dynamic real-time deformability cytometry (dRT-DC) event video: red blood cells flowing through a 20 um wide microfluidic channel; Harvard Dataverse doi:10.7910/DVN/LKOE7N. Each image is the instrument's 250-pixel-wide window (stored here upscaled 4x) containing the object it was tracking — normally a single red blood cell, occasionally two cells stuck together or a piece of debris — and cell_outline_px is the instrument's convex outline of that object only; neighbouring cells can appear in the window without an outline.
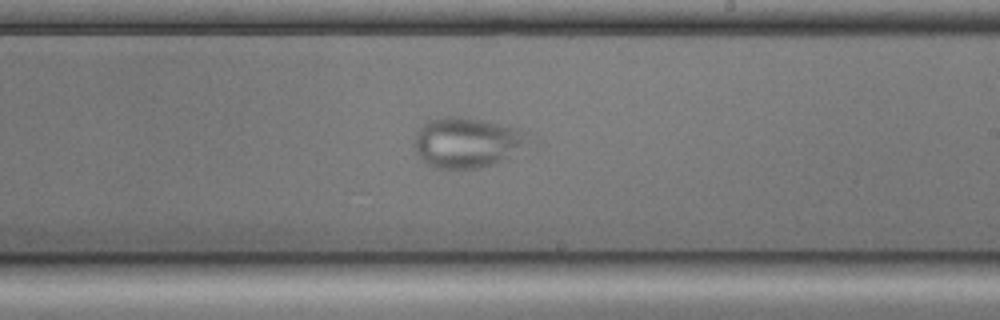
{"species": "common noctule bat (a hibernating species)", "species_latin": "Nyctalus noctula", "temperature_condition": "cold", "stored_images_in_passage": 46, "camera_frame_rate_fps": 3000, "um_per_image_px": 0.085, "animal": {"sex": "male", "body_mass_g": 17.9, "forearm_length_mm": 54.2}, "frame": {"image": 1, "passage_image": 26, "time_ms": 8.333, "image_size_px": [1000, 320], "cell_outline_px": [[532, 136], [528, 140], [508, 156], [496, 164], [480, 168], [432, 168], [416, 152], [416, 132], [428, 120], [444, 116], [456, 116], [480, 120], [520, 128], [528, 132]], "centroid_in_image_um": [39.68, 12.1], "position_along_channel_um": 249.3, "area_um2": 32.89}}